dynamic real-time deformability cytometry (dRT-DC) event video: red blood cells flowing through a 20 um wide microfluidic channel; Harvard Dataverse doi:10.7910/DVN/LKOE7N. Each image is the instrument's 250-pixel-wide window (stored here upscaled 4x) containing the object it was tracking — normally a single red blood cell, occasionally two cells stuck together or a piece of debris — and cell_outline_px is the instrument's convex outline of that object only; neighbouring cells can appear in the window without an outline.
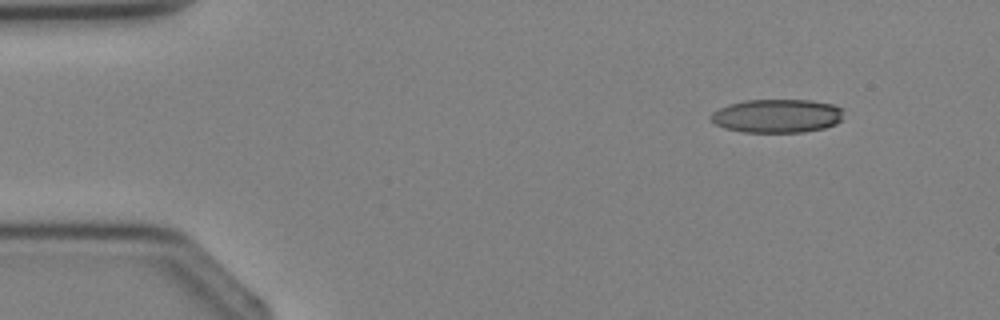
{"species": "Egyptian fruit bat (a non-hibernating species)", "species_latin": "Rousettus aegyptiacus", "temperature_condition": "cold", "stored_images_in_passage": 3, "camera_frame_rate_fps": 3000, "um_per_image_px": 0.085, "animal": {"sex": "female"}, "frame": {"image": 1, "passage_image": 1, "time_ms": 0.0, "image_size_px": [1000, 320], "cell_outline_px": [[844, 108], [840, 120], [836, 124], [824, 128], [804, 132], [744, 132], [724, 128], [708, 120], [708, 116], [712, 112], [728, 104], [744, 100], [812, 100], [832, 104]], "centroid_in_image_um": [66.02, 9.85], "position_along_channel_um": 19.0, "area_um2": 26.24}}
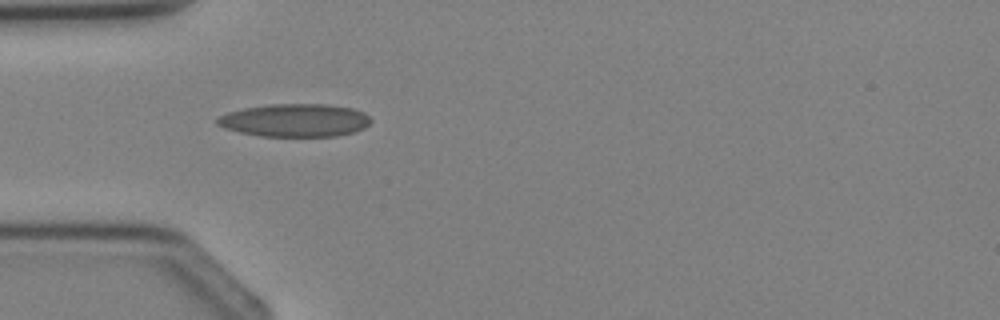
{"frame": {"image": 2, "passage_image": 3, "time_ms": 2.333, "image_size_px": [1000, 320], "cell_outline_px": [[372, 120], [364, 128], [356, 132], [336, 136], [260, 136], [240, 132], [224, 128], [216, 124], [216, 116], [228, 112], [244, 108], [272, 104], [324, 104], [352, 108], [364, 112]], "centroid_in_image_um": [25.06, 10.23], "position_along_channel_um": 59.9, "area_um2": 29.59}}